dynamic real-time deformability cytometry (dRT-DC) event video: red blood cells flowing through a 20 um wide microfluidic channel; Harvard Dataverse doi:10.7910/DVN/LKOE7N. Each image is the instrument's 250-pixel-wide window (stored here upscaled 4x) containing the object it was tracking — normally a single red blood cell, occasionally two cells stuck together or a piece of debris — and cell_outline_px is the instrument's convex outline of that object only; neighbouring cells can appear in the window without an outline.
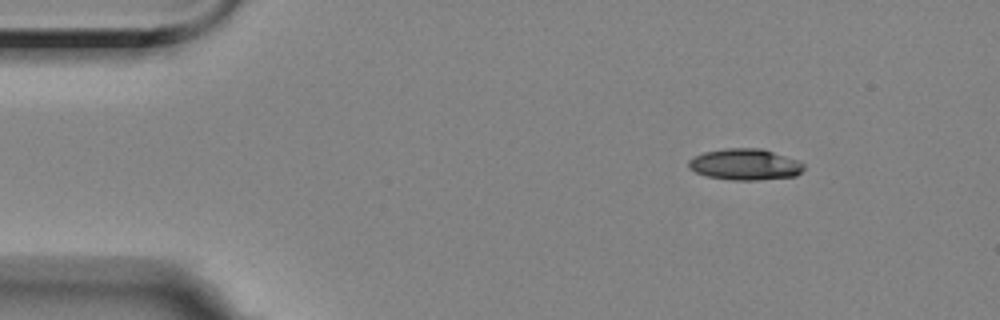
{"species": "Egyptian fruit bat (a non-hibernating species)", "species_latin": "Rousettus aegyptiacus", "temperature_condition": "room temperature", "stored_images_in_passage": 50, "camera_frame_rate_fps": 3000, "um_per_image_px": 0.085, "animal": {"sex": "female"}, "frame": {"image": 1, "passage_image": 1, "time_ms": 0.0, "image_size_px": [1000, 320], "cell_outline_px": [[804, 168], [796, 176], [760, 180], [732, 180], [708, 176], [696, 172], [688, 168], [688, 160], [704, 152], [724, 148], [760, 148], [796, 160], [804, 164]], "centroid_in_image_um": [63.31, 13.98], "position_along_channel_um": 21.7, "area_um2": 20.81}}
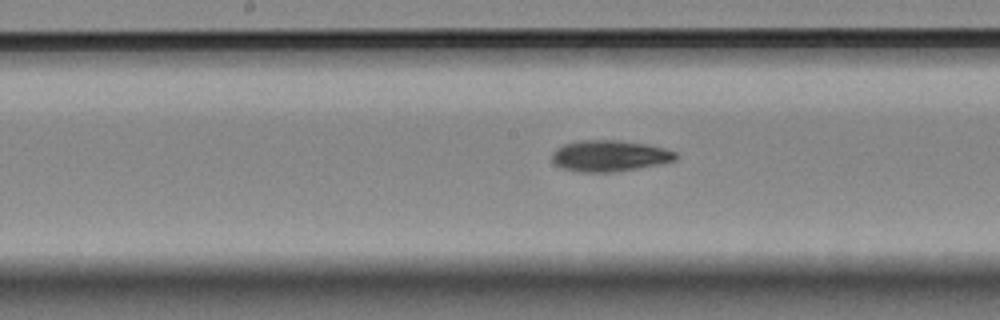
{"frame": {"image": 2, "passage_image": 22, "time_ms": 7.0, "image_size_px": [1000, 320], "cell_outline_px": [[676, 160], [636, 168], [612, 172], [584, 172], [564, 168], [556, 164], [552, 160], [552, 152], [556, 148], [564, 144], [580, 140], [616, 140], [644, 144], [664, 148], [676, 152]], "centroid_in_image_um": [51.78, 13.24], "position_along_channel_um": 196.4, "area_um2": 22.08}}
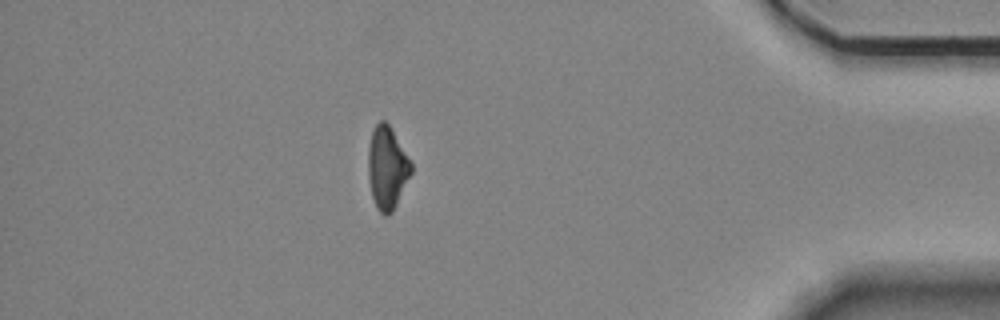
{"frame": {"image": 3, "passage_image": 43, "time_ms": 14.0, "image_size_px": [1000, 320], "cell_outline_px": [[412, 172], [392, 212], [388, 216], [384, 216], [376, 208], [372, 196], [368, 176], [368, 144], [372, 128], [380, 120], [384, 120], [388, 124], [412, 164]], "centroid_in_image_um": [32.87, 14.27], "position_along_channel_um": 402.3, "area_um2": 20.58}, "authors_computed_cell_mechanics": {"area_um2": 21.4438, "velocity_mm_per_s": 3.5352, "shape_relaxation_time_tau1_ms": 5.8071, "shape_relaxation_time_tau2_ms": null, "deformation_change_tau1": 0.1526, "deformation_change_tau2": null}}